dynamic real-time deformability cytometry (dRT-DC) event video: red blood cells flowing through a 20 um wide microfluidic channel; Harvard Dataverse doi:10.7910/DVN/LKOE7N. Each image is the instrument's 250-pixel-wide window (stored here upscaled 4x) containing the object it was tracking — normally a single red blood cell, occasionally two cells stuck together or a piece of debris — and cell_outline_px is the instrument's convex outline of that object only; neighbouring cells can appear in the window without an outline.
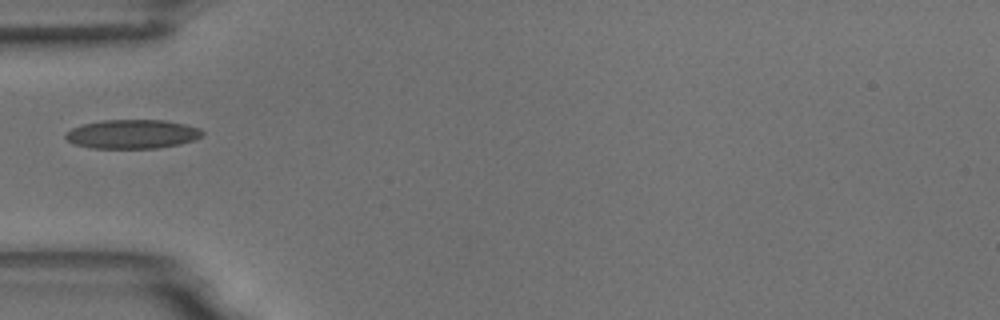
{"species": "common noctule bat (a hibernating species)", "species_latin": "Nyctalus noctula", "temperature_condition": "room temperature", "stored_images_in_passage": 1, "camera_frame_rate_fps": 3000, "um_per_image_px": 0.085, "animal": {"sex": "male", "body_mass_g": 18.8}, "frame": {"image": 1, "passage_image": 1, "time_ms": 0.0, "image_size_px": [1000, 320], "cell_outline_px": [[204, 136], [196, 140], [180, 144], [156, 148], [92, 148], [76, 144], [68, 140], [64, 136], [64, 132], [72, 128], [84, 124], [104, 120], [164, 120], [184, 124], [200, 128], [204, 132]], "centroid_in_image_um": [11.28, 11.4], "position_along_channel_um": 73.7, "area_um2": 23.18}}